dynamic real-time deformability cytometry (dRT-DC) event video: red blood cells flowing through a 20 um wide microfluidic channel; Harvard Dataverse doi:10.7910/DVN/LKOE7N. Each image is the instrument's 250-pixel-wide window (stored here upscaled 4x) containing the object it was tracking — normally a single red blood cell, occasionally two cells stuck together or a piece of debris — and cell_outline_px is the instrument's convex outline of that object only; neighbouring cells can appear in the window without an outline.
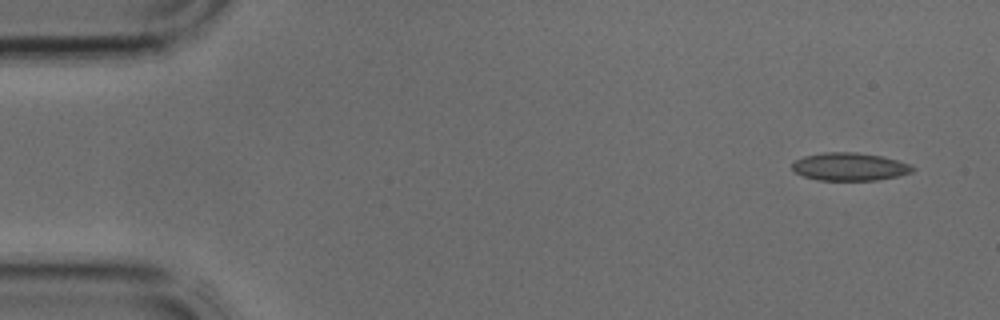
{"species": "common noctule bat (a hibernating species)", "species_latin": "Nyctalus noctula", "temperature_condition": "cold", "stored_images_in_passage": 4, "camera_frame_rate_fps": 3000, "um_per_image_px": 0.085, "animal": {"sex": "male", "body_mass_g": 17.9, "forearm_length_mm": 54.2}, "frame": {"image": 1, "passage_image": 1, "time_ms": 0.0, "image_size_px": [1000, 320], "cell_outline_px": [[916, 168], [912, 172], [896, 176], [876, 180], [816, 180], [804, 176], [796, 172], [792, 168], [792, 164], [796, 160], [804, 156], [824, 152], [856, 152], [884, 156], [908, 164]], "centroid_in_image_um": [72.21, 14.16], "position_along_channel_um": 12.8, "area_um2": 19.48}}
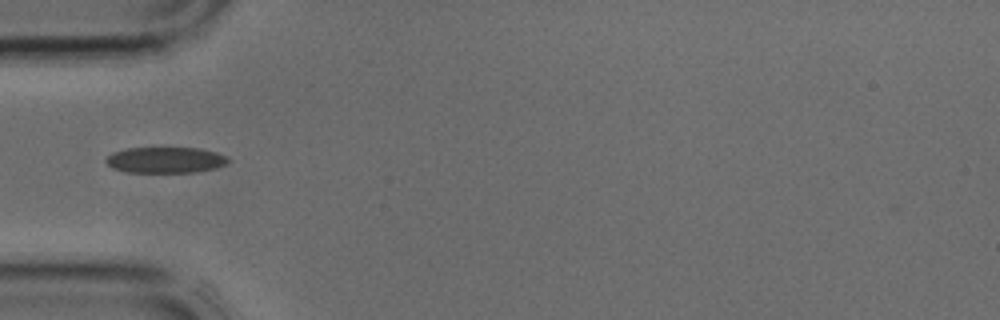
{"frame": {"image": 2, "passage_image": 4, "time_ms": 1.0, "image_size_px": [1000, 320], "cell_outline_px": [[232, 160], [228, 164], [216, 168], [196, 172], [128, 172], [112, 168], [104, 160], [112, 152], [128, 148], [200, 148], [216, 152], [228, 156]], "centroid_in_image_um": [14.12, 13.6], "position_along_channel_um": 70.9, "area_um2": 18.67}}